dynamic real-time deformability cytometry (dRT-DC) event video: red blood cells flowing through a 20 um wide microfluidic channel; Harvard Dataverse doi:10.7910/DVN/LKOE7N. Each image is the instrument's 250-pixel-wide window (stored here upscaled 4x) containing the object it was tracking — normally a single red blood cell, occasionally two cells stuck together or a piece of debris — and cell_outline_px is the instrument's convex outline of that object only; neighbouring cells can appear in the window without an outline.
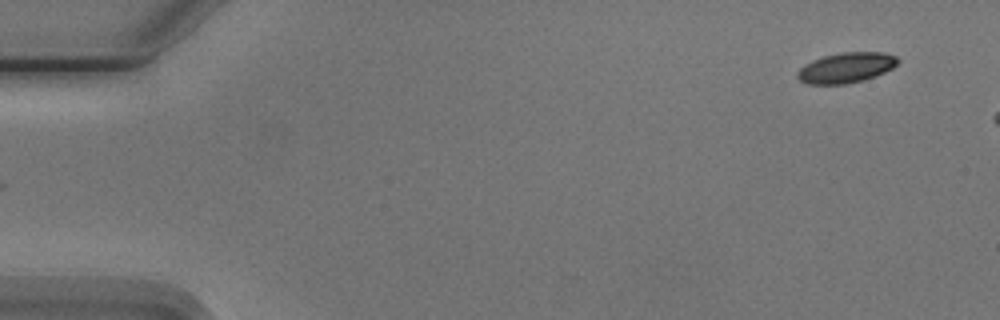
{"species": "Egyptian fruit bat (a non-hibernating species)", "species_latin": "Rousettus aegyptiacus", "temperature_condition": "cold", "stored_images_in_passage": 4, "segment_of_instrument_passage": [2, 2], "camera_frame_rate_fps": 3000, "um_per_image_px": 0.085, "animal": {"sex": "male"}, "frame": {"image": 1, "passage_image": 4, "time_ms": 3.667, "image_size_px": [1000, 320], "cell_outline_px": [[900, 60], [892, 68], [876, 76], [864, 80], [844, 84], [808, 84], [800, 80], [796, 76], [796, 72], [804, 64], [812, 60], [824, 56], [840, 52], [884, 52], [896, 56]], "centroid_in_image_um": [71.91, 5.75], "position_along_channel_um": 13.1, "area_um2": 17.8}}